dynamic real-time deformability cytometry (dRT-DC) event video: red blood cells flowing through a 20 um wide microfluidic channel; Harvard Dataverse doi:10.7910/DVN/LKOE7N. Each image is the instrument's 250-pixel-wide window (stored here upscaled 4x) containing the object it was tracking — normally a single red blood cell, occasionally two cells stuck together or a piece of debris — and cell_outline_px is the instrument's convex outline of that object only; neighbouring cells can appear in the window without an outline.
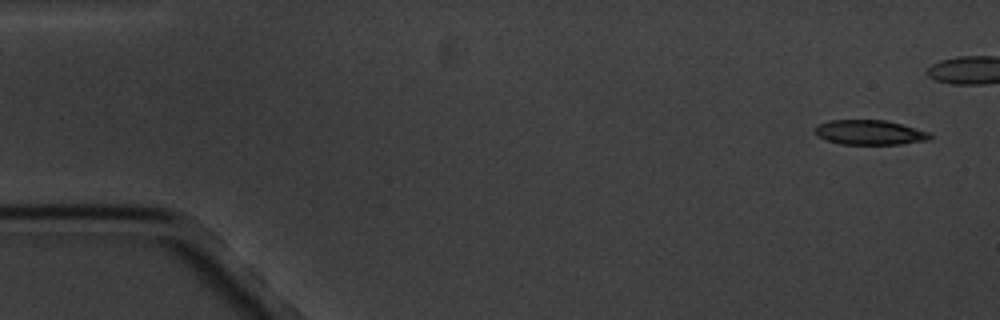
{"species": "common noctule bat (a hibernating species)", "species_latin": "Nyctalus noctula", "temperature_condition": "cold", "stored_images_in_passage": 6, "camera_frame_rate_fps": 3000, "um_per_image_px": 0.085, "animal": {"sex": "male", "body_mass_g": 20.1, "forearm_length_mm": 53.5}, "frame": {"image": 1, "passage_image": 1, "time_ms": 0.0, "image_size_px": [1000, 320], "cell_outline_px": [[932, 136], [928, 140], [900, 144], [840, 144], [816, 136], [816, 124], [828, 120], [884, 120], [900, 124], [928, 132]], "centroid_in_image_um": [73.88, 11.25], "position_along_channel_um": 11.1, "area_um2": 16.42}}
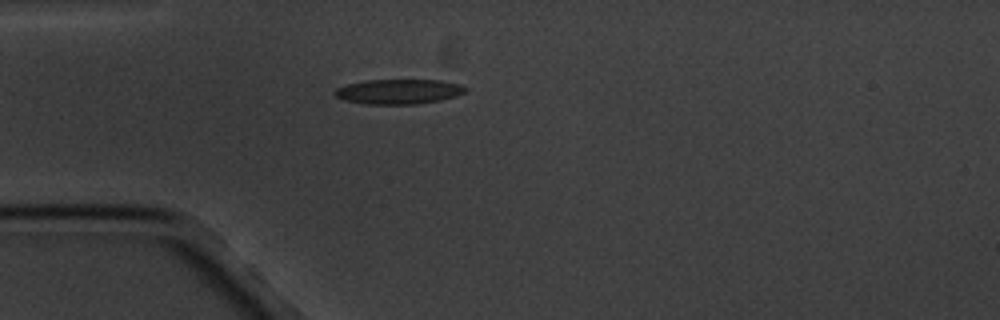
{"frame": {"image": 2, "passage_image": 6, "time_ms": 6.0, "image_size_px": [1000, 320], "cell_outline_px": [[468, 88], [464, 92], [456, 96], [440, 100], [416, 104], [368, 104], [344, 100], [336, 96], [332, 92], [336, 88], [348, 84], [364, 80], [440, 80], [460, 84]], "centroid_in_image_um": [33.88, 7.78], "position_along_channel_um": 51.1, "area_um2": 18.9}}